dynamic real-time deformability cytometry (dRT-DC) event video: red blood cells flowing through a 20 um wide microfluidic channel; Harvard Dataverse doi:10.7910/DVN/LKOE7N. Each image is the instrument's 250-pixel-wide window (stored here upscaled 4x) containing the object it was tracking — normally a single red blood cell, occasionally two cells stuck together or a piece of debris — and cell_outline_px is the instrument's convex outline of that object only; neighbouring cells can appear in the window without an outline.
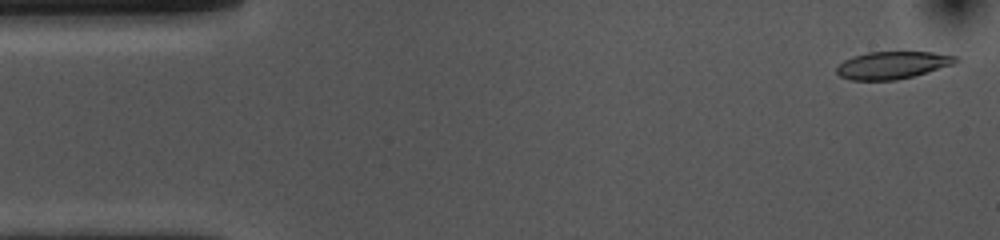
{"species": "common noctule bat (a hibernating species)", "species_latin": "Nyctalus noctula", "temperature_condition": "cold", "stored_images_in_passage": 52, "camera_frame_rate_fps": 3000, "um_per_image_px": 0.085, "animal": {"sex": "female", "body_mass_g": 10.0, "forearm_length_mm": 53.1}, "frame": {"image": 1, "passage_image": 1, "time_ms": 0.0, "image_size_px": [1000, 240], "cell_outline_px": [[960, 60], [956, 64], [912, 76], [896, 80], [852, 80], [840, 76], [836, 72], [836, 68], [844, 60], [852, 56], [868, 52], [932, 52], [960, 56]], "centroid_in_image_um": [75.9, 5.53], "position_along_channel_um": 9.1, "area_um2": 19.13}}
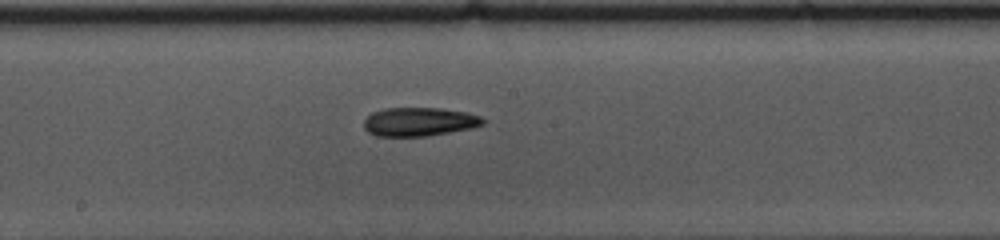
{"frame": {"image": 2, "passage_image": 26, "time_ms": 8.333, "image_size_px": [1000, 240], "cell_outline_px": [[484, 124], [472, 128], [428, 136], [376, 136], [368, 132], [364, 128], [364, 120], [372, 112], [384, 108], [440, 108], [464, 112], [480, 116], [484, 120]], "centroid_in_image_um": [35.61, 10.35], "position_along_channel_um": 212.6, "area_um2": 19.88}}
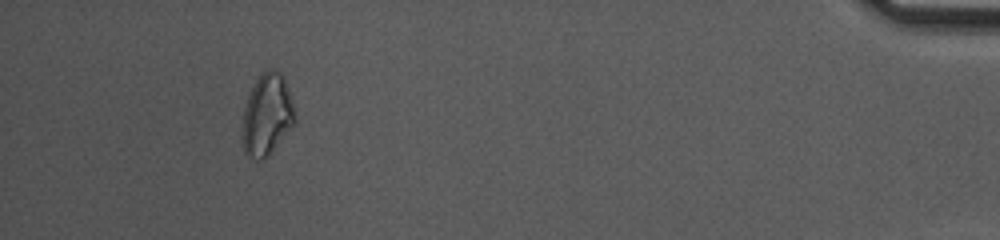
{"frame": {"image": 3, "passage_image": 48, "time_ms": 15.667, "image_size_px": [1000, 240], "cell_outline_px": [[296, 124], [268, 156], [264, 160], [260, 160], [248, 156], [244, 152], [240, 140], [240, 128], [244, 104], [260, 72], [268, 68], [272, 68], [280, 72], [284, 76], [296, 116]], "centroid_in_image_um": [22.66, 9.78], "position_along_channel_um": 412.5, "area_um2": 25.84}, "authors_computed_cell_mechanics": {"area_um2": 20.2011, "velocity_mm_per_s": 3.6811, "shape_relaxation_time_tau1_ms": 5.452, "shape_relaxation_time_tau2_ms": null, "deformation_change_tau1": 0.1394, "deformation_change_tau2": null}}